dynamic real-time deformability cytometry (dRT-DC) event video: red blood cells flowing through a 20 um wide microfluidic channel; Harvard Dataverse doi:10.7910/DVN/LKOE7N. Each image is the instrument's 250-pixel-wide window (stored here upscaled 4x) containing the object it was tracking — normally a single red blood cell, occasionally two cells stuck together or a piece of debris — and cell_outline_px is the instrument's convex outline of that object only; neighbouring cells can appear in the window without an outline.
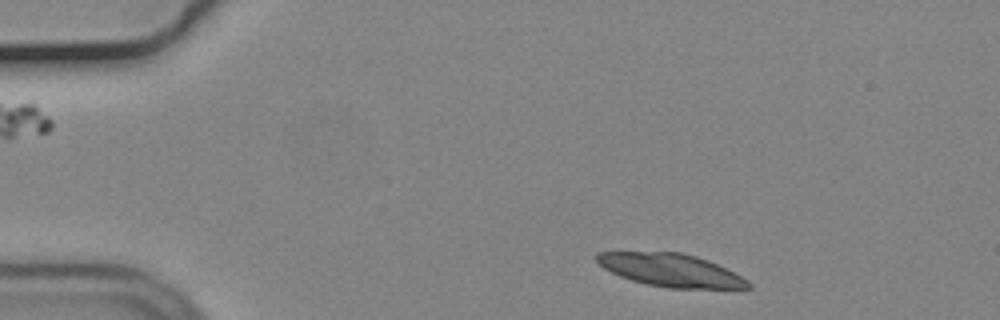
{"species": "common noctule bat (a hibernating species)", "species_latin": "Nyctalus noctula", "temperature_condition": "cold", "stored_images_in_passage": 14, "camera_frame_rate_fps": 3000, "um_per_image_px": 0.085, "animal": {"sex": "male", "body_mass_g": 19.2, "forearm_length_mm": 51.8}, "frame": {"image": 1, "passage_image": 2, "time_ms": 0.333, "image_size_px": [1000, 320], "cell_outline_px": [[752, 288], [668, 288], [644, 284], [620, 276], [604, 268], [596, 260], [596, 252], [680, 252], [696, 256], [708, 260], [748, 280], [752, 284]], "centroid_in_image_um": [57.0, 22.97], "position_along_channel_um": 28.0, "area_um2": 28.78}}